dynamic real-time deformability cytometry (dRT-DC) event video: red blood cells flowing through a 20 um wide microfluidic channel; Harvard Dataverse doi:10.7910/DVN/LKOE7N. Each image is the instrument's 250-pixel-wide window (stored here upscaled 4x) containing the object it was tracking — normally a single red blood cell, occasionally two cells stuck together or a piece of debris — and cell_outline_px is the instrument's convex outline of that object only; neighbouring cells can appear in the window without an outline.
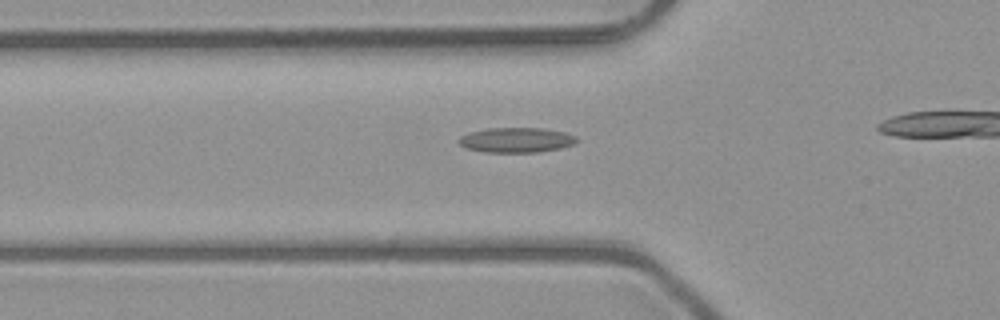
{"species": "common noctule bat (a hibernating species)", "species_latin": "Nyctalus noctula", "temperature_condition": "room temperature", "stored_images_in_passage": 36, "camera_frame_rate_fps": 3000, "um_per_image_px": 0.085, "animal": {"sex": "male", "body_mass_g": 23.1, "forearm_length_mm": 52.7}, "frame": {"image": 1, "passage_image": 13, "time_ms": 4.0, "image_size_px": [1000, 320], "cell_outline_px": [[580, 140], [576, 144], [560, 148], [540, 152], [484, 152], [464, 148], [456, 140], [460, 136], [472, 132], [488, 128], [544, 128], [564, 132], [576, 136]], "centroid_in_image_um": [43.91, 11.9], "position_along_channel_um": 81.9, "area_um2": 17.34}}
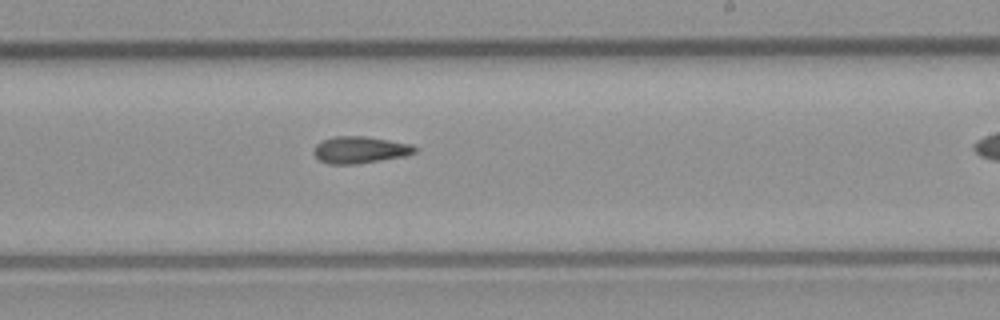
{"frame": {"image": 2, "passage_image": 26, "time_ms": 8.333, "image_size_px": [1000, 320], "cell_outline_px": [[416, 152], [404, 156], [356, 164], [328, 164], [320, 160], [312, 152], [316, 144], [332, 136], [364, 136], [412, 144], [416, 148]], "centroid_in_image_um": [30.57, 12.73], "position_along_channel_um": 258.4, "area_um2": 15.72}}
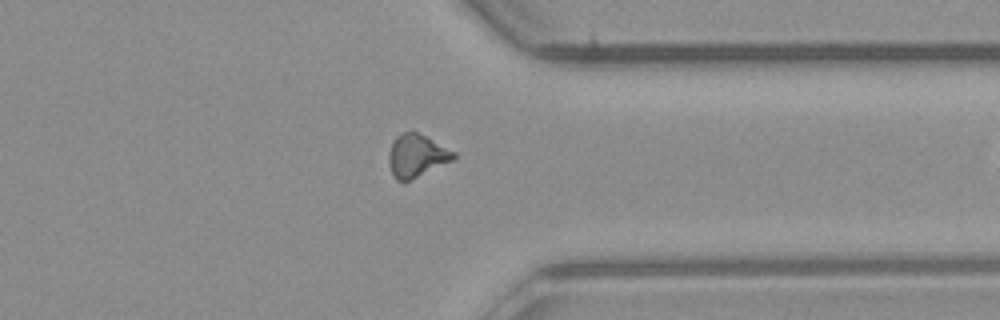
{"frame": {"image": 3, "passage_image": 35, "time_ms": 11.333, "image_size_px": [1000, 320], "cell_outline_px": [[456, 156], [452, 160], [408, 180], [396, 180], [392, 172], [388, 160], [388, 156], [392, 144], [396, 136], [400, 132], [416, 132], [456, 152]], "centroid_in_image_um": [35.39, 13.21], "position_along_channel_um": 376.0, "area_um2": 15.55}}